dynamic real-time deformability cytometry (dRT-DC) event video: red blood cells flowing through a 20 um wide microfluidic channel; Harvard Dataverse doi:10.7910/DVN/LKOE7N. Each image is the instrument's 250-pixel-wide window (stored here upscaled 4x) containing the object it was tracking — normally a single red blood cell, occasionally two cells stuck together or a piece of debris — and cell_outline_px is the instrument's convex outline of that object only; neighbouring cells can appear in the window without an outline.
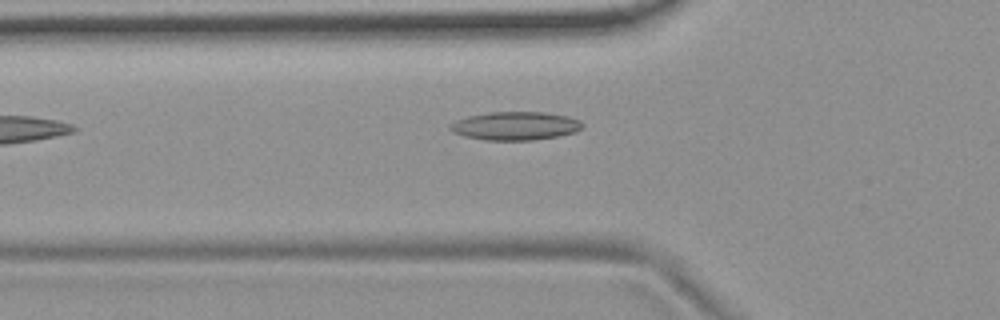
{"species": "common noctule bat (a hibernating species)", "species_latin": "Nyctalus noctula", "temperature_condition": "room temperature", "stored_images_in_passage": 5, "camera_frame_rate_fps": 3000, "um_per_image_px": 0.085, "animal": {"sex": "female", "body_mass_g": 19.9}, "frame": {"image": 1, "passage_image": 5, "time_ms": 5.333, "image_size_px": [1000, 320], "cell_outline_px": [[584, 124], [576, 132], [556, 136], [532, 140], [484, 140], [464, 136], [452, 132], [448, 128], [448, 124], [456, 120], [468, 116], [488, 112], [544, 112], [568, 116], [580, 120]], "centroid_in_image_um": [43.76, 10.69], "position_along_channel_um": 82.0, "area_um2": 21.96}}